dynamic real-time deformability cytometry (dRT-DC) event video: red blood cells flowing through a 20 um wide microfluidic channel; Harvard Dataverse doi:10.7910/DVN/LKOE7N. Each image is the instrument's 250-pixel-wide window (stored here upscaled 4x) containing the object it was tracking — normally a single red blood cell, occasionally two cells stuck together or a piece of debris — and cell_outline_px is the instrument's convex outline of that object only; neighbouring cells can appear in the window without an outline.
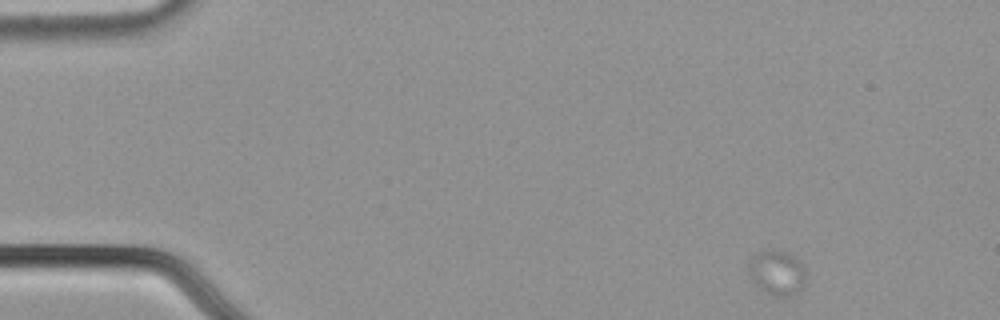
{"species": "common noctule bat (a hibernating species)", "species_latin": "Nyctalus noctula", "temperature_condition": "cold", "stored_images_in_passage": 53, "camera_frame_rate_fps": 3000, "um_per_image_px": 0.085, "animal": {"sex": "male", "body_mass_g": 21.5, "forearm_length_mm": 52.0}, "frame": {"image": 1, "passage_image": 1, "time_ms": 0.0, "image_size_px": [1000, 320], "cell_outline_px": [[804, 288], [788, 296], [776, 296], [752, 284], [748, 276], [748, 264], [752, 256], [756, 252], [764, 248], [788, 252], [804, 264]], "centroid_in_image_um": [66.0, 23.14], "position_along_channel_um": 19.0, "area_um2": 15.32}}
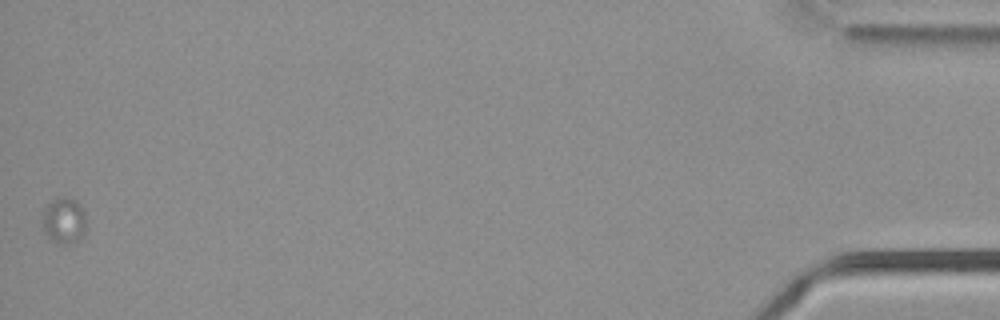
{"frame": {"image": 2, "passage_image": 53, "time_ms": 17.333, "image_size_px": [1000, 320], "cell_outline_px": [[84, 236], [72, 244], [60, 244], [52, 240], [44, 232], [40, 224], [40, 216], [44, 208], [56, 196], [60, 196], [76, 200], [80, 204], [84, 212]], "centroid_in_image_um": [5.38, 18.74], "position_along_channel_um": 429.8, "area_um2": 12.14}}